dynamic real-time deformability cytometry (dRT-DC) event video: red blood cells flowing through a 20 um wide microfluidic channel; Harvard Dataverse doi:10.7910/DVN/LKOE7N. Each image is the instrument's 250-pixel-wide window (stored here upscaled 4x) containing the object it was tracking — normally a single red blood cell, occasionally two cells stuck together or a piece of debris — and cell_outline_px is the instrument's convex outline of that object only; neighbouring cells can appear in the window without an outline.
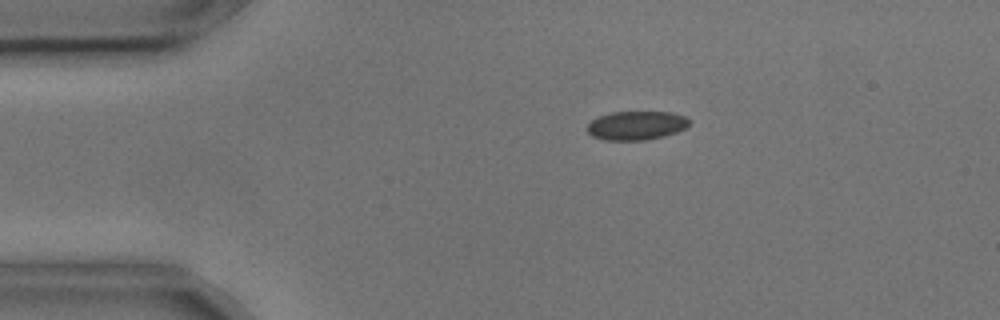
{"species": "common noctule bat (a hibernating species)", "species_latin": "Nyctalus noctula", "temperature_condition": "cold", "stored_images_in_passage": 6, "camera_frame_rate_fps": 3000, "um_per_image_px": 0.085, "animal": {"sex": "male", "body_mass_g": 17.9, "forearm_length_mm": 54.2}, "frame": {"image": 1, "passage_image": 2, "time_ms": 0.333, "image_size_px": [1000, 320], "cell_outline_px": [[692, 120], [684, 128], [676, 132], [664, 136], [644, 140], [604, 140], [592, 136], [588, 132], [588, 124], [592, 120], [600, 116], [612, 112], [672, 112], [684, 116]], "centroid_in_image_um": [54.1, 10.66], "position_along_channel_um": 30.9, "area_um2": 17.05}}
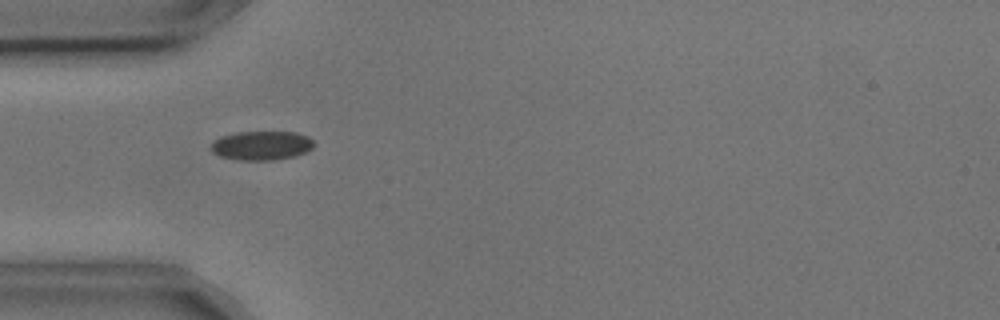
{"frame": {"image": 2, "passage_image": 3, "time_ms": 0.667, "image_size_px": [1000, 320], "cell_outline_px": [[316, 144], [312, 148], [296, 156], [272, 160], [240, 160], [220, 156], [212, 152], [212, 140], [220, 136], [236, 132], [296, 132], [308, 136]], "centroid_in_image_um": [22.23, 12.36], "position_along_channel_um": 62.8, "area_um2": 17.51}}
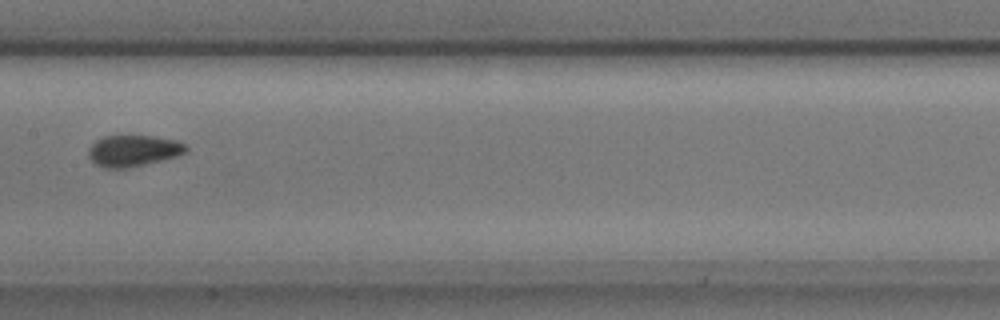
{"frame": {"image": 3, "passage_image": 6, "time_ms": 1.667, "image_size_px": [1000, 320], "cell_outline_px": [[188, 152], [176, 156], [128, 168], [104, 168], [96, 164], [88, 156], [88, 148], [96, 140], [104, 136], [128, 132], [156, 136], [180, 140], [188, 148]], "centroid_in_image_um": [11.33, 12.74], "position_along_channel_um": 196.1, "area_um2": 18.61}}